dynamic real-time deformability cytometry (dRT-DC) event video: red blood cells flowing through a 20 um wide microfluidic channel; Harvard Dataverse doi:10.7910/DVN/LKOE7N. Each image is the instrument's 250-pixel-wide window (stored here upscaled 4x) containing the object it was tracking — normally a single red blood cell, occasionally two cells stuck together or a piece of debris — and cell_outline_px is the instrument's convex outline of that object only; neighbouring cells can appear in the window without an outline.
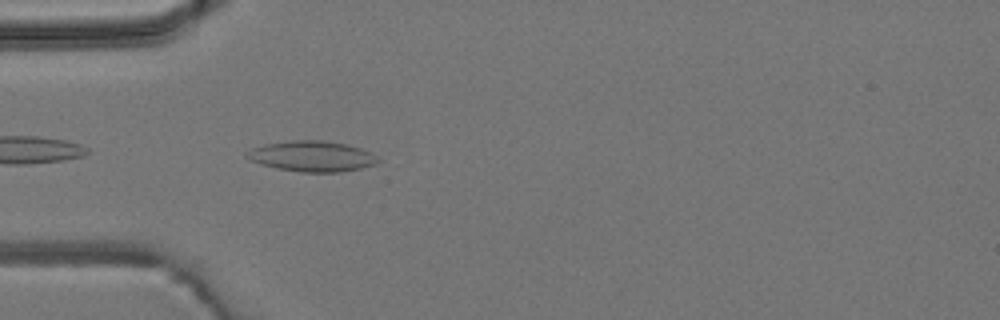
{"species": "common noctule bat (a hibernating species)", "species_latin": "Nyctalus noctula", "temperature_condition": "room temperature", "stored_images_in_passage": 3, "camera_frame_rate_fps": 3000, "um_per_image_px": 0.085, "animal": {"sex": "male", "body_mass_g": 19.2, "forearm_length_mm": 51.8}, "frame": {"image": 1, "passage_image": 3, "time_ms": 3.667, "image_size_px": [1000, 320], "cell_outline_px": [[380, 160], [376, 164], [360, 168], [340, 172], [300, 172], [276, 168], [260, 164], [244, 156], [244, 152], [252, 148], [264, 144], [292, 140], [320, 140], [348, 144], [360, 148], [376, 156]], "centroid_in_image_um": [26.48, 13.28], "position_along_channel_um": 58.5, "area_um2": 23.41}}